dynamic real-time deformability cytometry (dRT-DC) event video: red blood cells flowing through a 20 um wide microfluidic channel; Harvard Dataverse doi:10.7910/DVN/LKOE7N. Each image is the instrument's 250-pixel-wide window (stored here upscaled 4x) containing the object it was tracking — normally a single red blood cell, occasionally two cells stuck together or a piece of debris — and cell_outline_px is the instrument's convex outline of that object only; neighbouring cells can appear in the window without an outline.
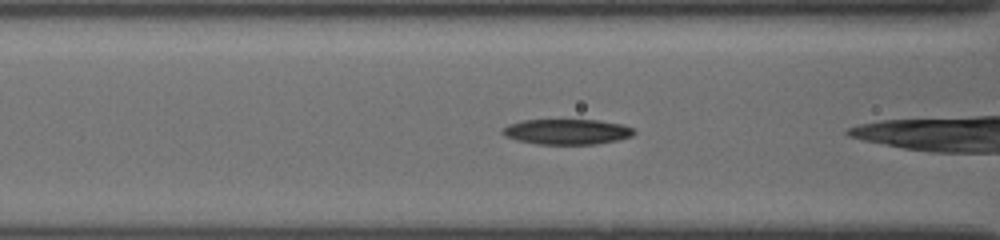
{"species": "common noctule bat (a hibernating species)", "species_latin": "Nyctalus noctula", "temperature_condition": "cold", "stored_images_in_passage": 5, "camera_frame_rate_fps": 3000, "um_per_image_px": 0.085, "animal": {"sex": "female", "body_mass_g": 19.5, "forearm_length_mm": 54.1}, "frame": {"image": 1, "passage_image": 4, "time_ms": 0.667, "image_size_px": [1000, 240], "cell_outline_px": [[636, 132], [632, 136], [620, 140], [596, 144], [536, 144], [516, 140], [504, 136], [500, 132], [508, 124], [524, 120], [596, 120], [620, 124], [632, 128]], "centroid_in_image_um": [48.17, 11.2], "position_along_channel_um": 118.4, "area_um2": 19.48}}